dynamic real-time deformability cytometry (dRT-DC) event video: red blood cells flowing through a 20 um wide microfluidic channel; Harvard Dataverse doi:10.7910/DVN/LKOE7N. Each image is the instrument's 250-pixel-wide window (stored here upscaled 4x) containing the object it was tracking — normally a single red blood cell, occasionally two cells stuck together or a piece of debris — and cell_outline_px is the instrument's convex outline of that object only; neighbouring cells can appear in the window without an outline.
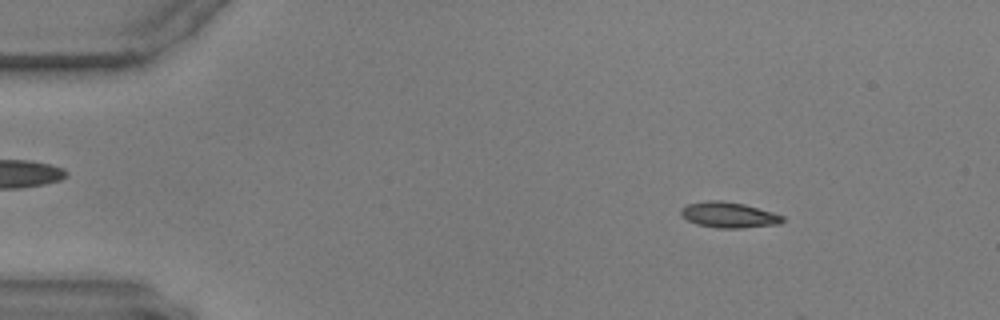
{"species": "common noctule bat (a hibernating species)", "species_latin": "Nyctalus noctula", "temperature_condition": "warm", "stored_images_in_passage": 9, "camera_frame_rate_fps": 3000, "um_per_image_px": 0.085, "animal": {"sex": "male", "body_mass_g": 17.9, "forearm_length_mm": 54.2}, "frame": {"image": 1, "passage_image": 5, "time_ms": 1.333, "image_size_px": [1000, 320], "cell_outline_px": [[784, 220], [780, 224], [740, 228], [716, 228], [696, 224], [680, 216], [680, 208], [688, 204], [708, 200], [720, 200], [744, 204], [772, 212], [784, 216]], "centroid_in_image_um": [61.92, 18.27], "position_along_channel_um": 23.1, "area_um2": 15.26}}